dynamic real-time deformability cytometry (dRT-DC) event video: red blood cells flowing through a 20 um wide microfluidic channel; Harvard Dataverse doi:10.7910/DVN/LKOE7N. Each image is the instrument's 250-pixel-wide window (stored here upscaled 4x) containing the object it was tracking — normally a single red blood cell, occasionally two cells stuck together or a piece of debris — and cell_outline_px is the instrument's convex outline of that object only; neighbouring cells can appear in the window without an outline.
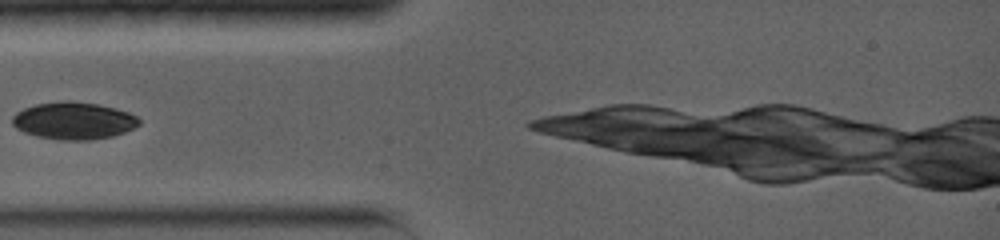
{"species": "common noctule bat (a hibernating species)", "species_latin": "Nyctalus noctula", "temperature_condition": "warm", "stored_images_in_passage": 22, "camera_frame_rate_fps": 5000, "um_per_image_px": 0.085, "animal": {"sex": "female", "body_mass_g": 19.0, "forearm_length_mm": 56.7}, "frame": {"image": 1, "passage_image": 1, "time_ms": 0.0, "image_size_px": [1000, 240], "cell_outline_px": [[140, 124], [124, 132], [112, 136], [88, 140], [60, 140], [36, 136], [24, 132], [16, 128], [12, 124], [12, 116], [16, 112], [24, 108], [36, 104], [64, 100], [68, 100], [96, 104], [116, 108], [128, 112], [136, 116], [140, 120]], "centroid_in_image_um": [6.24, 10.26], "position_along_channel_um": 78.8, "area_um2": 27.51}}
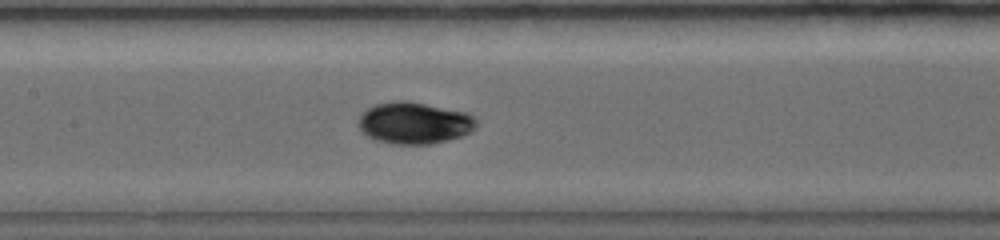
{"frame": {"image": 2, "passage_image": 5, "time_ms": 2.4, "image_size_px": [1000, 240], "cell_outline_px": [[476, 124], [468, 132], [460, 136], [448, 140], [428, 144], [392, 144], [376, 140], [368, 136], [360, 128], [360, 116], [368, 108], [376, 104], [392, 100], [404, 100], [468, 112], [476, 116]], "centroid_in_image_um": [35.23, 10.44], "position_along_channel_um": 172.2, "area_um2": 28.44}}
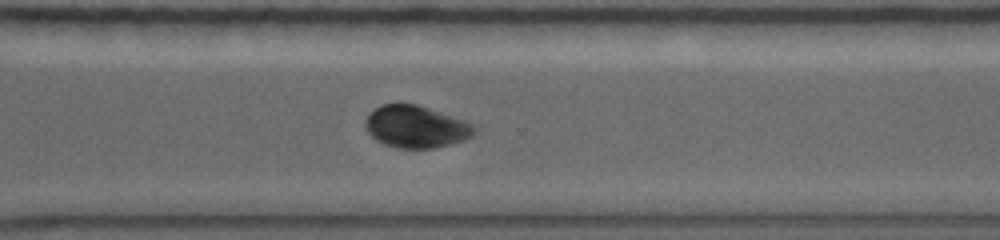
{"frame": {"image": 3, "passage_image": 12, "time_ms": 6.6, "image_size_px": [1000, 240], "cell_outline_px": [[476, 132], [472, 136], [464, 140], [452, 144], [436, 148], [396, 148], [384, 144], [376, 140], [368, 132], [364, 124], [364, 120], [368, 112], [380, 104], [416, 104], [464, 120], [472, 124], [476, 128]], "centroid_in_image_um": [35.33, 10.77], "position_along_channel_um": 335.3, "area_um2": 26.93}}